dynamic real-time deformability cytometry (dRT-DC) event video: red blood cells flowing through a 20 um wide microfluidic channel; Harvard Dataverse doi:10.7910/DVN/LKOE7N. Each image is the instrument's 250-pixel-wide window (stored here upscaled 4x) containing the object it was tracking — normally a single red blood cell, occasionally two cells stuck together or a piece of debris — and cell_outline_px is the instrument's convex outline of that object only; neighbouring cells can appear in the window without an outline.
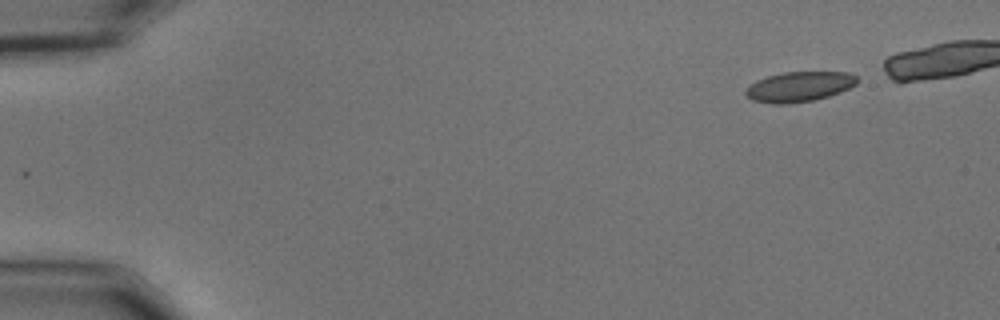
{"species": "common noctule bat (a hibernating species)", "species_latin": "Nyctalus noctula", "temperature_condition": "cold", "stored_images_in_passage": 41, "camera_frame_rate_fps": 3000, "um_per_image_px": 0.085, "animal": {"sex": "male", "body_mass_g": 15.6}, "frame": {"image": 1, "passage_image": 1, "time_ms": 0.0, "image_size_px": [1000, 320], "cell_outline_px": [[860, 80], [856, 84], [840, 92], [828, 96], [812, 100], [784, 104], [776, 104], [752, 100], [744, 92], [756, 80], [768, 76], [784, 72], [848, 72], [856, 76]], "centroid_in_image_um": [67.96, 7.36], "position_along_channel_um": 17.0, "area_um2": 19.31}}
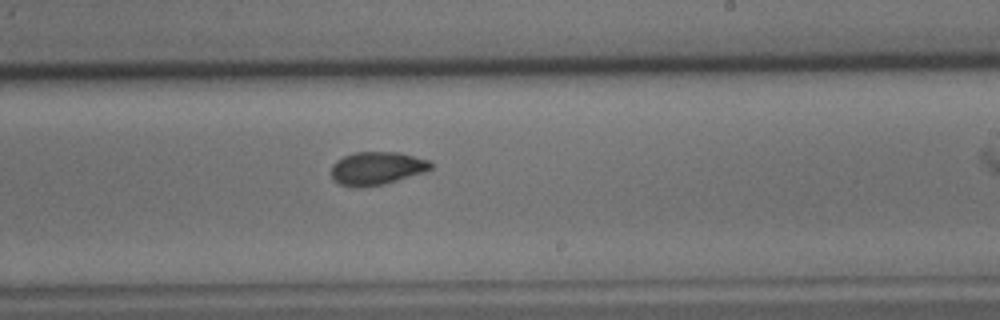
{"frame": {"image": 2, "passage_image": 30, "time_ms": 9.667, "image_size_px": [1000, 320], "cell_outline_px": [[432, 168], [424, 172], [384, 184], [356, 188], [352, 188], [340, 184], [332, 180], [332, 164], [336, 160], [344, 156], [356, 152], [400, 152], [428, 160], [432, 164]], "centroid_in_image_um": [32.0, 14.31], "position_along_channel_um": 257.0, "area_um2": 19.25}}
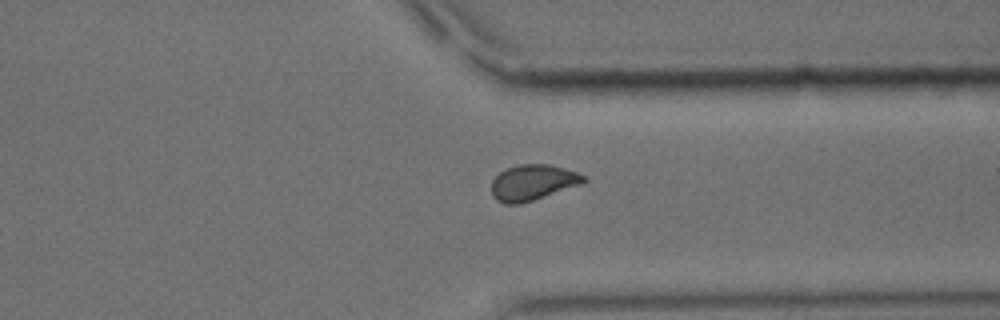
{"frame": {"image": 3, "passage_image": 39, "time_ms": 12.667, "image_size_px": [1000, 320], "cell_outline_px": [[588, 180], [584, 184], [520, 204], [504, 204], [496, 200], [492, 196], [492, 180], [500, 172], [508, 168], [520, 164], [548, 164], [564, 168], [576, 172], [584, 176]], "centroid_in_image_um": [45.3, 15.52], "position_along_channel_um": 366.1, "area_um2": 19.25}}